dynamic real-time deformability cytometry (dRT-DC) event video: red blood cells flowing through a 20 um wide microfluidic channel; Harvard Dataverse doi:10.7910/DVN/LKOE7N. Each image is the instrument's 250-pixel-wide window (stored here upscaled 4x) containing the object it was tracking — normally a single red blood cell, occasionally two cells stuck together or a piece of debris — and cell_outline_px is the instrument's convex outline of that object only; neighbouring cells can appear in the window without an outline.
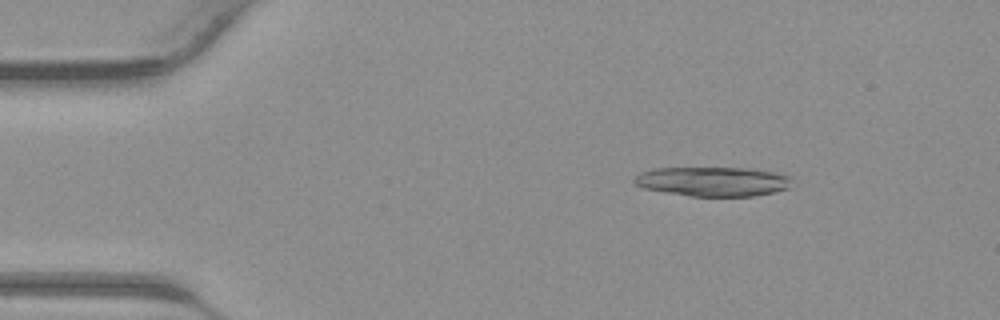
{"species": "common noctule bat (a hibernating species)", "species_latin": "Nyctalus noctula", "temperature_condition": "warm", "stored_images_in_passage": 40, "camera_frame_rate_fps": 3000, "um_per_image_px": 0.085, "animal": {"sex": "male", "body_mass_g": 23.1, "forearm_length_mm": 52.7}, "frame": {"image": 1, "passage_image": 6, "time_ms": 1.667, "image_size_px": [1000, 320], "cell_outline_px": [[792, 176], [788, 188], [776, 192], [752, 196], [692, 196], [644, 188], [636, 184], [632, 180], [640, 172], [656, 168], [748, 168], [772, 172]], "centroid_in_image_um": [60.61, 15.42], "position_along_channel_um": 24.4, "area_um2": 26.82}}
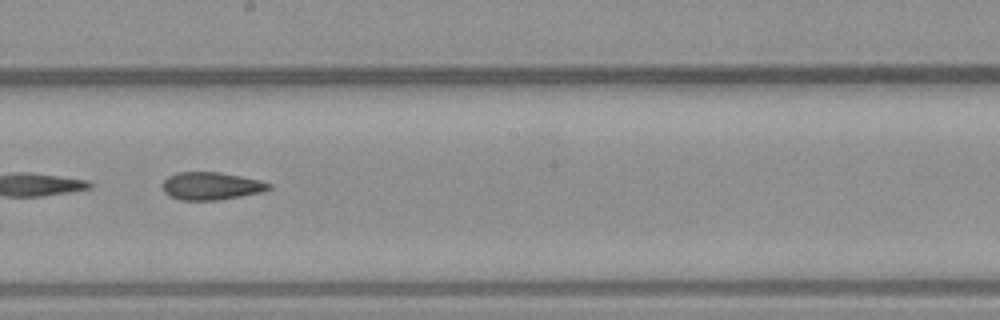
{"frame": {"image": 2, "passage_image": 23, "time_ms": 7.333, "image_size_px": [1000, 320], "cell_outline_px": [[272, 188], [264, 192], [220, 200], [180, 200], [168, 196], [164, 192], [164, 180], [168, 176], [180, 172], [220, 172], [260, 180], [272, 184]], "centroid_in_image_um": [17.99, 15.82], "position_along_channel_um": 230.2, "area_um2": 17.28}}
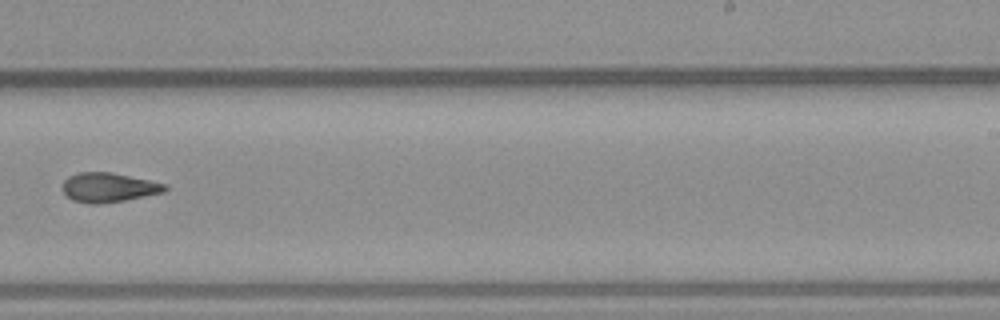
{"frame": {"image": 3, "passage_image": 26, "time_ms": 8.333, "image_size_px": [1000, 320], "cell_outline_px": [[168, 188], [164, 192], [124, 200], [100, 204], [88, 204], [72, 200], [60, 188], [60, 184], [68, 176], [80, 172], [112, 172], [168, 184]], "centroid_in_image_um": [9.2, 15.93], "position_along_channel_um": 279.8, "area_um2": 17.74}}